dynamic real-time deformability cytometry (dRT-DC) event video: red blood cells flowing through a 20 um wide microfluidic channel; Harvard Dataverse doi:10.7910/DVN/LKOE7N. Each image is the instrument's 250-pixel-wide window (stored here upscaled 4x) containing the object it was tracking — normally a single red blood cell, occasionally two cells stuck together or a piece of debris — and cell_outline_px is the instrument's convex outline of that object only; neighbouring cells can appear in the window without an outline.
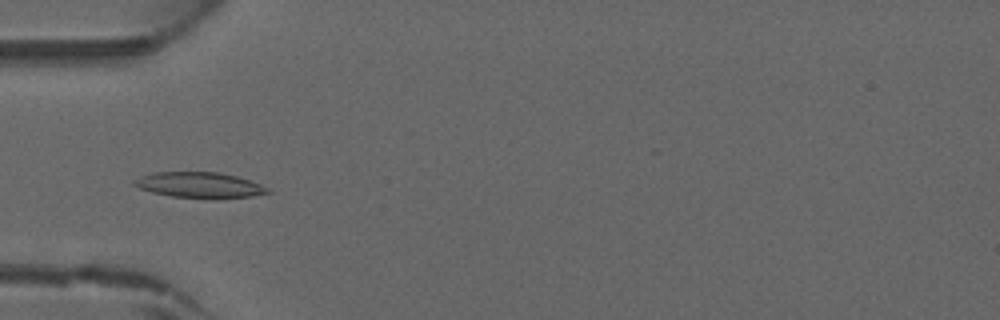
{"species": "common noctule bat (a hibernating species)", "species_latin": "Nyctalus noctula", "temperature_condition": "warm", "stored_images_in_passage": 23, "camera_frame_rate_fps": 3000, "um_per_image_px": 0.085, "animal": {"sex": "male", "forearm_length_mm": 52.5}, "frame": {"image": 1, "passage_image": 6, "time_ms": 1.667, "image_size_px": [1000, 320], "cell_outline_px": [[272, 192], [252, 196], [212, 200], [172, 196], [152, 192], [140, 188], [132, 184], [132, 180], [152, 172], [220, 172], [236, 176], [260, 184], [268, 188]], "centroid_in_image_um": [16.97, 15.74], "position_along_channel_um": 68.0, "area_um2": 20.23}}
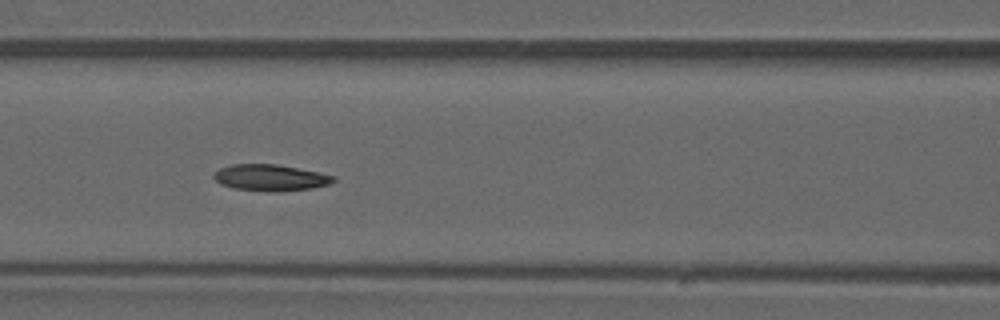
{"frame": {"image": 2, "passage_image": 11, "time_ms": 3.333, "image_size_px": [1000, 320], "cell_outline_px": [[336, 180], [328, 184], [312, 188], [276, 192], [264, 192], [236, 188], [220, 184], [212, 176], [220, 168], [232, 164], [276, 164], [336, 176]], "centroid_in_image_um": [22.97, 15.11], "position_along_channel_um": 143.6, "area_um2": 18.26}}
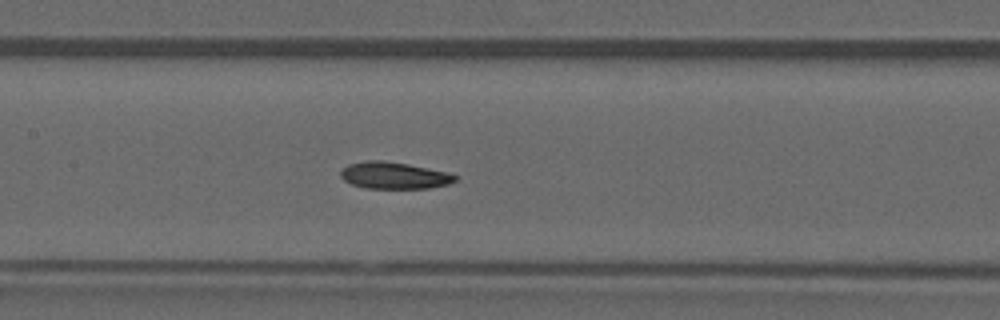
{"frame": {"image": 3, "passage_image": 13, "time_ms": 4.0, "image_size_px": [1000, 320], "cell_outline_px": [[460, 176], [456, 180], [448, 184], [428, 188], [364, 188], [352, 184], [344, 180], [340, 176], [340, 168], [348, 164], [364, 160], [384, 160], [408, 164], [448, 172]], "centroid_in_image_um": [33.47, 14.9], "position_along_channel_um": 173.9, "area_um2": 18.09}}